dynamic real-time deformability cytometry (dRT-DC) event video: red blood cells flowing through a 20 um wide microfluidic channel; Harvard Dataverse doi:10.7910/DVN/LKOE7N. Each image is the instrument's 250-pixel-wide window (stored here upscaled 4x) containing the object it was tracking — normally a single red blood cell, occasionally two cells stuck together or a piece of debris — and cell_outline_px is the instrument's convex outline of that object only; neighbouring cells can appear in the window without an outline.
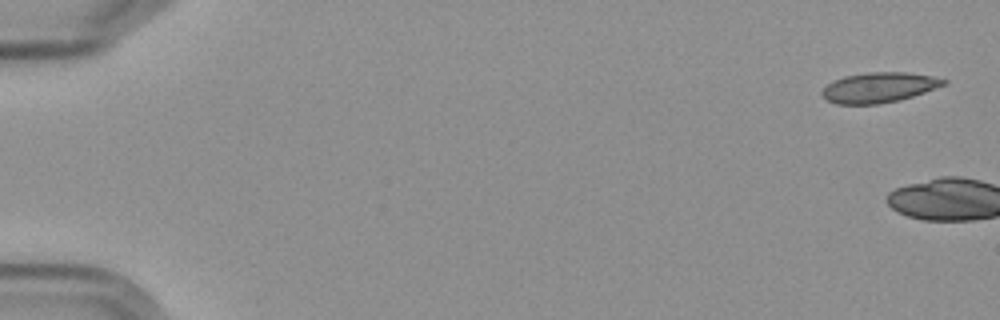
{"species": "Egyptian fruit bat (a non-hibernating species)", "species_latin": "Rousettus aegyptiacus", "temperature_condition": "cold", "stored_images_in_passage": 9, "camera_frame_rate_fps": 3000, "um_per_image_px": 0.085, "frame": {"image": 1, "passage_image": 1, "time_ms": 0.0, "image_size_px": [1000, 320], "cell_outline_px": [[948, 84], [900, 100], [880, 104], [836, 104], [828, 100], [820, 92], [832, 80], [844, 76], [868, 72], [904, 72], [932, 76], [948, 80]], "centroid_in_image_um": [74.72, 7.43], "position_along_channel_um": 10.3, "area_um2": 21.39}}